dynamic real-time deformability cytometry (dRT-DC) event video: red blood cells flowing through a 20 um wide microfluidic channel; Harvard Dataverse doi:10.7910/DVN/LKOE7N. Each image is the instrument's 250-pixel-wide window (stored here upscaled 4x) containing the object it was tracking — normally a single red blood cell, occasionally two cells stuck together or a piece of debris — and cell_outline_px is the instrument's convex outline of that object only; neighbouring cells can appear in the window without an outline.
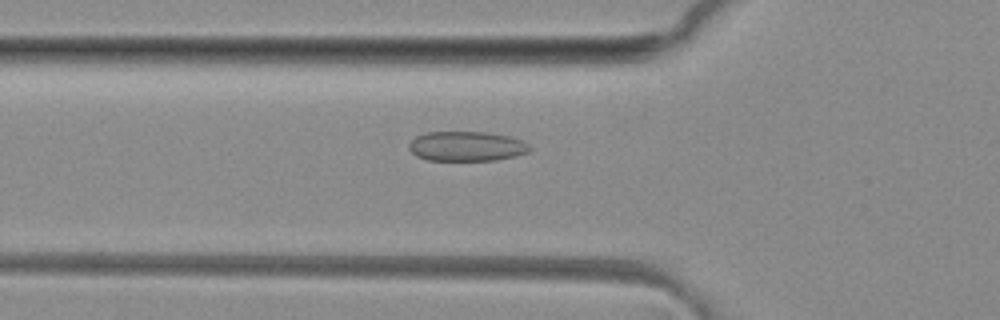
{"species": "common noctule bat (a hibernating species)", "species_latin": "Nyctalus noctula", "temperature_condition": "room temperature", "stored_images_in_passage": 37, "camera_frame_rate_fps": 3000, "um_per_image_px": 0.085, "animal": {"sex": "female", "body_mass_g": 29.2, "forearm_length_mm": 56.3}, "frame": {"image": 1, "passage_image": 4, "time_ms": 1.0, "image_size_px": [1000, 320], "cell_outline_px": [[532, 148], [528, 152], [516, 156], [496, 160], [428, 160], [416, 156], [408, 148], [408, 144], [416, 136], [428, 132], [484, 132], [508, 136], [520, 140], [528, 144]], "centroid_in_image_um": [39.65, 12.43], "position_along_channel_um": 86.2, "area_um2": 20.87}}
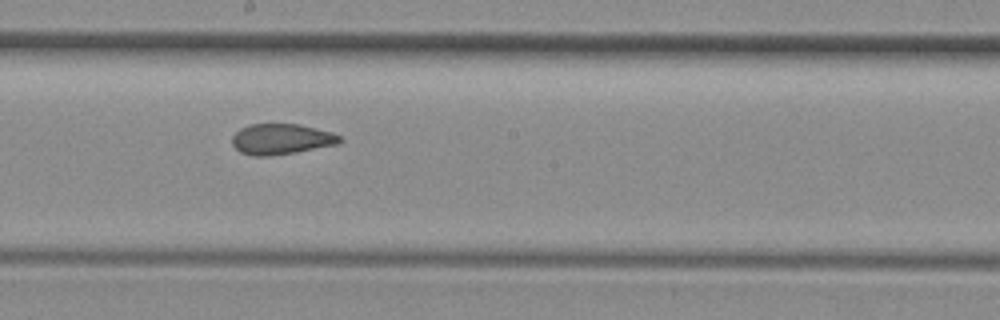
{"frame": {"image": 2, "passage_image": 14, "time_ms": 4.333, "image_size_px": [1000, 320], "cell_outline_px": [[344, 140], [340, 144], [296, 152], [268, 156], [252, 156], [240, 152], [232, 144], [232, 136], [240, 128], [252, 124], [300, 124], [332, 132], [340, 136]], "centroid_in_image_um": [23.94, 11.83], "position_along_channel_um": 224.3, "area_um2": 19.36}}
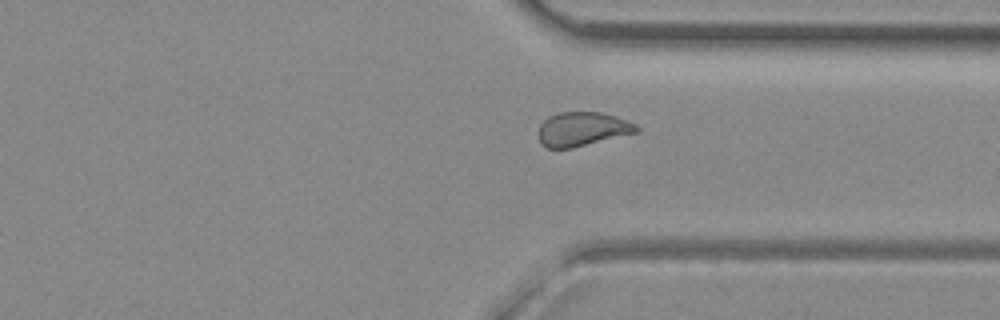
{"frame": {"image": 3, "passage_image": 24, "time_ms": 7.667, "image_size_px": [1000, 320], "cell_outline_px": [[640, 132], [572, 148], [548, 148], [540, 144], [540, 124], [548, 116], [556, 112], [600, 112], [616, 116], [636, 124], [640, 128]], "centroid_in_image_um": [49.53, 10.97], "position_along_channel_um": 361.9, "area_um2": 19.59}}